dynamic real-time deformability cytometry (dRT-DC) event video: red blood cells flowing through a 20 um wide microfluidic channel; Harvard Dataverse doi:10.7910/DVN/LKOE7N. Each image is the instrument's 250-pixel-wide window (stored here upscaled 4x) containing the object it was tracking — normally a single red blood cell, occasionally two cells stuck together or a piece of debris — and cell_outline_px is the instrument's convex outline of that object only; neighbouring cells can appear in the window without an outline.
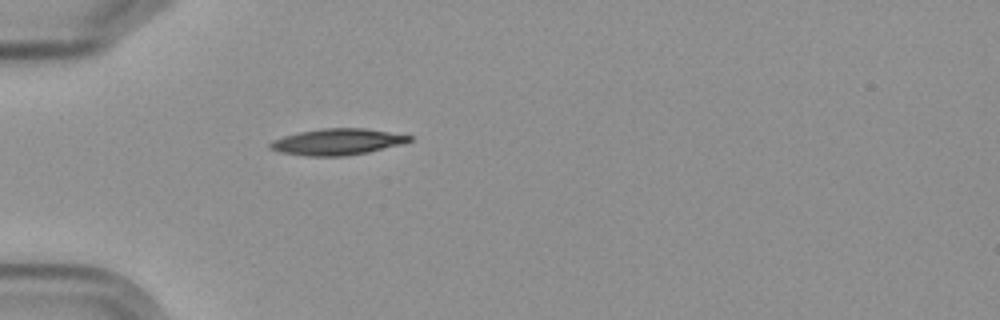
{"species": "Egyptian fruit bat (a non-hibernating species)", "species_latin": "Rousettus aegyptiacus", "temperature_condition": "cold", "stored_images_in_passage": 1, "camera_frame_rate_fps": 3000, "um_per_image_px": 0.085, "frame": {"image": 1, "passage_image": 1, "time_ms": 0.0, "image_size_px": [1000, 320], "cell_outline_px": [[412, 140], [400, 144], [368, 152], [344, 156], [308, 156], [280, 152], [268, 148], [268, 144], [272, 140], [284, 136], [300, 132], [324, 128], [364, 128], [412, 136]], "centroid_in_image_um": [28.62, 12.06], "position_along_channel_um": 56.4, "area_um2": 21.1}}